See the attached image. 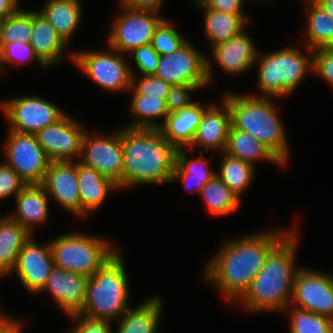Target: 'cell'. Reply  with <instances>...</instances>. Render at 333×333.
<instances>
[{
    "label": "cell",
    "instance_id": "6da1fadb",
    "mask_svg": "<svg viewBox=\"0 0 333 333\" xmlns=\"http://www.w3.org/2000/svg\"><path fill=\"white\" fill-rule=\"evenodd\" d=\"M292 230L287 233H281V230L260 231L227 240L206 264L204 278L214 285L227 301L238 303L263 268L268 254Z\"/></svg>",
    "mask_w": 333,
    "mask_h": 333
},
{
    "label": "cell",
    "instance_id": "7a4b0ae2",
    "mask_svg": "<svg viewBox=\"0 0 333 333\" xmlns=\"http://www.w3.org/2000/svg\"><path fill=\"white\" fill-rule=\"evenodd\" d=\"M122 189L172 182L177 148L159 129L121 128Z\"/></svg>",
    "mask_w": 333,
    "mask_h": 333
},
{
    "label": "cell",
    "instance_id": "3957f363",
    "mask_svg": "<svg viewBox=\"0 0 333 333\" xmlns=\"http://www.w3.org/2000/svg\"><path fill=\"white\" fill-rule=\"evenodd\" d=\"M297 229L268 254L263 268L252 280L249 290L238 301L248 312H283L290 304L296 273Z\"/></svg>",
    "mask_w": 333,
    "mask_h": 333
},
{
    "label": "cell",
    "instance_id": "277c9868",
    "mask_svg": "<svg viewBox=\"0 0 333 333\" xmlns=\"http://www.w3.org/2000/svg\"><path fill=\"white\" fill-rule=\"evenodd\" d=\"M223 98L229 104L232 125L252 135L267 146L284 165L287 164L290 148L273 98L237 93L225 94Z\"/></svg>",
    "mask_w": 333,
    "mask_h": 333
},
{
    "label": "cell",
    "instance_id": "5b68a950",
    "mask_svg": "<svg viewBox=\"0 0 333 333\" xmlns=\"http://www.w3.org/2000/svg\"><path fill=\"white\" fill-rule=\"evenodd\" d=\"M122 255L118 250L86 283V298L80 314L114 321L120 319L129 305V280Z\"/></svg>",
    "mask_w": 333,
    "mask_h": 333
},
{
    "label": "cell",
    "instance_id": "8992f818",
    "mask_svg": "<svg viewBox=\"0 0 333 333\" xmlns=\"http://www.w3.org/2000/svg\"><path fill=\"white\" fill-rule=\"evenodd\" d=\"M304 48L309 51L307 56L293 45L265 54L260 59L257 56L259 97L284 98L297 90L307 72L313 71V51Z\"/></svg>",
    "mask_w": 333,
    "mask_h": 333
},
{
    "label": "cell",
    "instance_id": "52a82bcc",
    "mask_svg": "<svg viewBox=\"0 0 333 333\" xmlns=\"http://www.w3.org/2000/svg\"><path fill=\"white\" fill-rule=\"evenodd\" d=\"M107 239L81 232L62 234L50 241L55 266L90 278L119 249Z\"/></svg>",
    "mask_w": 333,
    "mask_h": 333
},
{
    "label": "cell",
    "instance_id": "ba28073f",
    "mask_svg": "<svg viewBox=\"0 0 333 333\" xmlns=\"http://www.w3.org/2000/svg\"><path fill=\"white\" fill-rule=\"evenodd\" d=\"M111 51H75L70 54L75 65L93 82L110 91H125L131 88L134 73L122 53ZM120 53V54H119Z\"/></svg>",
    "mask_w": 333,
    "mask_h": 333
},
{
    "label": "cell",
    "instance_id": "9c48e42d",
    "mask_svg": "<svg viewBox=\"0 0 333 333\" xmlns=\"http://www.w3.org/2000/svg\"><path fill=\"white\" fill-rule=\"evenodd\" d=\"M3 147L6 161L26 184H42L50 159L35 134L8 130Z\"/></svg>",
    "mask_w": 333,
    "mask_h": 333
},
{
    "label": "cell",
    "instance_id": "30bf717a",
    "mask_svg": "<svg viewBox=\"0 0 333 333\" xmlns=\"http://www.w3.org/2000/svg\"><path fill=\"white\" fill-rule=\"evenodd\" d=\"M121 8L123 12L113 22L107 43L109 48L124 55L150 44L156 28L165 18L160 17L159 12Z\"/></svg>",
    "mask_w": 333,
    "mask_h": 333
},
{
    "label": "cell",
    "instance_id": "8fae6325",
    "mask_svg": "<svg viewBox=\"0 0 333 333\" xmlns=\"http://www.w3.org/2000/svg\"><path fill=\"white\" fill-rule=\"evenodd\" d=\"M207 56L195 48L189 40L171 54L160 55L155 76L174 85L207 87Z\"/></svg>",
    "mask_w": 333,
    "mask_h": 333
},
{
    "label": "cell",
    "instance_id": "7c38bea8",
    "mask_svg": "<svg viewBox=\"0 0 333 333\" xmlns=\"http://www.w3.org/2000/svg\"><path fill=\"white\" fill-rule=\"evenodd\" d=\"M0 106L9 121V130L29 134H36L66 114L55 104L37 95L12 98L1 102Z\"/></svg>",
    "mask_w": 333,
    "mask_h": 333
},
{
    "label": "cell",
    "instance_id": "4fadbf2b",
    "mask_svg": "<svg viewBox=\"0 0 333 333\" xmlns=\"http://www.w3.org/2000/svg\"><path fill=\"white\" fill-rule=\"evenodd\" d=\"M78 160L91 167L101 175L118 184L122 189L123 150L121 144V129L108 136L90 135L85 132L82 142L81 157Z\"/></svg>",
    "mask_w": 333,
    "mask_h": 333
},
{
    "label": "cell",
    "instance_id": "5bb4252c",
    "mask_svg": "<svg viewBox=\"0 0 333 333\" xmlns=\"http://www.w3.org/2000/svg\"><path fill=\"white\" fill-rule=\"evenodd\" d=\"M332 275L301 267L295 276L290 305L333 320Z\"/></svg>",
    "mask_w": 333,
    "mask_h": 333
},
{
    "label": "cell",
    "instance_id": "9a60e30c",
    "mask_svg": "<svg viewBox=\"0 0 333 333\" xmlns=\"http://www.w3.org/2000/svg\"><path fill=\"white\" fill-rule=\"evenodd\" d=\"M84 128L65 114L56 123L39 130L35 135L50 161H74L81 157ZM75 159H74V158Z\"/></svg>",
    "mask_w": 333,
    "mask_h": 333
},
{
    "label": "cell",
    "instance_id": "2e32d148",
    "mask_svg": "<svg viewBox=\"0 0 333 333\" xmlns=\"http://www.w3.org/2000/svg\"><path fill=\"white\" fill-rule=\"evenodd\" d=\"M257 47L245 30L239 35L211 48V56H207V79L212 82V60L225 74L238 75L246 73L254 67L258 55Z\"/></svg>",
    "mask_w": 333,
    "mask_h": 333
},
{
    "label": "cell",
    "instance_id": "e0dca14e",
    "mask_svg": "<svg viewBox=\"0 0 333 333\" xmlns=\"http://www.w3.org/2000/svg\"><path fill=\"white\" fill-rule=\"evenodd\" d=\"M51 244L38 245L33 235L24 244L15 267L11 270L30 293L38 294L55 268Z\"/></svg>",
    "mask_w": 333,
    "mask_h": 333
},
{
    "label": "cell",
    "instance_id": "ac0fdd59",
    "mask_svg": "<svg viewBox=\"0 0 333 333\" xmlns=\"http://www.w3.org/2000/svg\"><path fill=\"white\" fill-rule=\"evenodd\" d=\"M42 186L49 200L54 199L68 212L80 217V195L77 180V162L51 161Z\"/></svg>",
    "mask_w": 333,
    "mask_h": 333
},
{
    "label": "cell",
    "instance_id": "d6986e66",
    "mask_svg": "<svg viewBox=\"0 0 333 333\" xmlns=\"http://www.w3.org/2000/svg\"><path fill=\"white\" fill-rule=\"evenodd\" d=\"M87 280L83 274L55 267L38 293L49 291L54 302L70 316L82 311Z\"/></svg>",
    "mask_w": 333,
    "mask_h": 333
},
{
    "label": "cell",
    "instance_id": "ffe728a7",
    "mask_svg": "<svg viewBox=\"0 0 333 333\" xmlns=\"http://www.w3.org/2000/svg\"><path fill=\"white\" fill-rule=\"evenodd\" d=\"M222 99L220 107L219 105L210 104L203 111L201 123L195 132L189 150L199 146L198 148L203 147L205 152L211 150L225 152L232 117L228 102L224 98Z\"/></svg>",
    "mask_w": 333,
    "mask_h": 333
},
{
    "label": "cell",
    "instance_id": "44dd1931",
    "mask_svg": "<svg viewBox=\"0 0 333 333\" xmlns=\"http://www.w3.org/2000/svg\"><path fill=\"white\" fill-rule=\"evenodd\" d=\"M48 199L42 184H26L15 198V212L9 216L32 234L34 226L44 224L48 219Z\"/></svg>",
    "mask_w": 333,
    "mask_h": 333
},
{
    "label": "cell",
    "instance_id": "7402d4cb",
    "mask_svg": "<svg viewBox=\"0 0 333 333\" xmlns=\"http://www.w3.org/2000/svg\"><path fill=\"white\" fill-rule=\"evenodd\" d=\"M77 180L80 195V218H85L89 212L98 209L105 201L108 192L119 190L110 178L101 175L91 167L77 160Z\"/></svg>",
    "mask_w": 333,
    "mask_h": 333
},
{
    "label": "cell",
    "instance_id": "603a6c76",
    "mask_svg": "<svg viewBox=\"0 0 333 333\" xmlns=\"http://www.w3.org/2000/svg\"><path fill=\"white\" fill-rule=\"evenodd\" d=\"M29 43L48 68L61 62L67 47V43L39 10L33 11V33Z\"/></svg>",
    "mask_w": 333,
    "mask_h": 333
},
{
    "label": "cell",
    "instance_id": "cb8c5ba5",
    "mask_svg": "<svg viewBox=\"0 0 333 333\" xmlns=\"http://www.w3.org/2000/svg\"><path fill=\"white\" fill-rule=\"evenodd\" d=\"M206 107L195 101L191 106L169 114L159 130L177 149H188L193 142Z\"/></svg>",
    "mask_w": 333,
    "mask_h": 333
},
{
    "label": "cell",
    "instance_id": "d4e9b609",
    "mask_svg": "<svg viewBox=\"0 0 333 333\" xmlns=\"http://www.w3.org/2000/svg\"><path fill=\"white\" fill-rule=\"evenodd\" d=\"M198 7L204 12V31L206 38L211 43V48L239 35L251 22L246 14L226 13L205 8L202 4H199Z\"/></svg>",
    "mask_w": 333,
    "mask_h": 333
},
{
    "label": "cell",
    "instance_id": "484cf974",
    "mask_svg": "<svg viewBox=\"0 0 333 333\" xmlns=\"http://www.w3.org/2000/svg\"><path fill=\"white\" fill-rule=\"evenodd\" d=\"M162 311V299L152 296L127 310L118 321L116 333H157Z\"/></svg>",
    "mask_w": 333,
    "mask_h": 333
},
{
    "label": "cell",
    "instance_id": "4316f807",
    "mask_svg": "<svg viewBox=\"0 0 333 333\" xmlns=\"http://www.w3.org/2000/svg\"><path fill=\"white\" fill-rule=\"evenodd\" d=\"M31 234L9 215L0 217V278L9 275Z\"/></svg>",
    "mask_w": 333,
    "mask_h": 333
},
{
    "label": "cell",
    "instance_id": "83f0119b",
    "mask_svg": "<svg viewBox=\"0 0 333 333\" xmlns=\"http://www.w3.org/2000/svg\"><path fill=\"white\" fill-rule=\"evenodd\" d=\"M186 152V148L177 149L172 182L181 181L186 190L200 193L216 172L209 168L208 159L202 156L203 150H200L198 157L190 160Z\"/></svg>",
    "mask_w": 333,
    "mask_h": 333
},
{
    "label": "cell",
    "instance_id": "f1b7e54d",
    "mask_svg": "<svg viewBox=\"0 0 333 333\" xmlns=\"http://www.w3.org/2000/svg\"><path fill=\"white\" fill-rule=\"evenodd\" d=\"M225 153L255 166V161L266 160L282 167V161L263 143L247 132L231 125Z\"/></svg>",
    "mask_w": 333,
    "mask_h": 333
},
{
    "label": "cell",
    "instance_id": "f546056e",
    "mask_svg": "<svg viewBox=\"0 0 333 333\" xmlns=\"http://www.w3.org/2000/svg\"><path fill=\"white\" fill-rule=\"evenodd\" d=\"M39 11L53 25L61 38L68 44L81 18L82 6L79 0H47Z\"/></svg>",
    "mask_w": 333,
    "mask_h": 333
},
{
    "label": "cell",
    "instance_id": "4dcf8cb0",
    "mask_svg": "<svg viewBox=\"0 0 333 333\" xmlns=\"http://www.w3.org/2000/svg\"><path fill=\"white\" fill-rule=\"evenodd\" d=\"M306 2V41L310 50L333 47V18L316 1Z\"/></svg>",
    "mask_w": 333,
    "mask_h": 333
},
{
    "label": "cell",
    "instance_id": "1f68e13d",
    "mask_svg": "<svg viewBox=\"0 0 333 333\" xmlns=\"http://www.w3.org/2000/svg\"><path fill=\"white\" fill-rule=\"evenodd\" d=\"M129 90L134 92L129 106L135 118L133 122L124 126L128 128L159 129L169 115L166 99L140 95L132 87ZM157 118H164L163 122L160 123Z\"/></svg>",
    "mask_w": 333,
    "mask_h": 333
},
{
    "label": "cell",
    "instance_id": "d6a6232c",
    "mask_svg": "<svg viewBox=\"0 0 333 333\" xmlns=\"http://www.w3.org/2000/svg\"><path fill=\"white\" fill-rule=\"evenodd\" d=\"M199 194L207 211L213 216L233 214L241 203V199L217 175L204 185Z\"/></svg>",
    "mask_w": 333,
    "mask_h": 333
},
{
    "label": "cell",
    "instance_id": "836d02e7",
    "mask_svg": "<svg viewBox=\"0 0 333 333\" xmlns=\"http://www.w3.org/2000/svg\"><path fill=\"white\" fill-rule=\"evenodd\" d=\"M219 179L240 199L253 182L255 167L238 158L222 153Z\"/></svg>",
    "mask_w": 333,
    "mask_h": 333
},
{
    "label": "cell",
    "instance_id": "e575fe53",
    "mask_svg": "<svg viewBox=\"0 0 333 333\" xmlns=\"http://www.w3.org/2000/svg\"><path fill=\"white\" fill-rule=\"evenodd\" d=\"M33 33V10L19 9L5 18L0 33V49L15 41L30 42Z\"/></svg>",
    "mask_w": 333,
    "mask_h": 333
},
{
    "label": "cell",
    "instance_id": "d590c367",
    "mask_svg": "<svg viewBox=\"0 0 333 333\" xmlns=\"http://www.w3.org/2000/svg\"><path fill=\"white\" fill-rule=\"evenodd\" d=\"M285 312L290 313L289 333H333V320L330 318L290 304L283 311Z\"/></svg>",
    "mask_w": 333,
    "mask_h": 333
},
{
    "label": "cell",
    "instance_id": "8d00e7d4",
    "mask_svg": "<svg viewBox=\"0 0 333 333\" xmlns=\"http://www.w3.org/2000/svg\"><path fill=\"white\" fill-rule=\"evenodd\" d=\"M173 26L170 20L164 19L154 32L150 44L159 55L171 54L188 41Z\"/></svg>",
    "mask_w": 333,
    "mask_h": 333
},
{
    "label": "cell",
    "instance_id": "74e56055",
    "mask_svg": "<svg viewBox=\"0 0 333 333\" xmlns=\"http://www.w3.org/2000/svg\"><path fill=\"white\" fill-rule=\"evenodd\" d=\"M33 60H36L39 66L46 68L36 56L34 49L29 42L15 41L13 43L5 44L0 49V74L5 72L6 62L8 64H22L26 61L31 63Z\"/></svg>",
    "mask_w": 333,
    "mask_h": 333
},
{
    "label": "cell",
    "instance_id": "f35d334b",
    "mask_svg": "<svg viewBox=\"0 0 333 333\" xmlns=\"http://www.w3.org/2000/svg\"><path fill=\"white\" fill-rule=\"evenodd\" d=\"M132 76L131 87L140 95L166 99L171 85L155 75H142L139 80ZM142 77V78H141ZM137 81V82H136Z\"/></svg>",
    "mask_w": 333,
    "mask_h": 333
},
{
    "label": "cell",
    "instance_id": "ab89813d",
    "mask_svg": "<svg viewBox=\"0 0 333 333\" xmlns=\"http://www.w3.org/2000/svg\"><path fill=\"white\" fill-rule=\"evenodd\" d=\"M134 62L142 75H154L158 66L160 55L153 49L151 44L143 45L130 52Z\"/></svg>",
    "mask_w": 333,
    "mask_h": 333
},
{
    "label": "cell",
    "instance_id": "60d3db41",
    "mask_svg": "<svg viewBox=\"0 0 333 333\" xmlns=\"http://www.w3.org/2000/svg\"><path fill=\"white\" fill-rule=\"evenodd\" d=\"M198 88L195 85H174L170 87L166 98L169 114L191 106L194 101L191 99L192 92Z\"/></svg>",
    "mask_w": 333,
    "mask_h": 333
},
{
    "label": "cell",
    "instance_id": "b9f144b4",
    "mask_svg": "<svg viewBox=\"0 0 333 333\" xmlns=\"http://www.w3.org/2000/svg\"><path fill=\"white\" fill-rule=\"evenodd\" d=\"M26 183L5 162L0 164V200L16 196ZM15 194V195H13Z\"/></svg>",
    "mask_w": 333,
    "mask_h": 333
},
{
    "label": "cell",
    "instance_id": "7bdbcfd3",
    "mask_svg": "<svg viewBox=\"0 0 333 333\" xmlns=\"http://www.w3.org/2000/svg\"><path fill=\"white\" fill-rule=\"evenodd\" d=\"M313 72L333 87V47L313 50Z\"/></svg>",
    "mask_w": 333,
    "mask_h": 333
},
{
    "label": "cell",
    "instance_id": "ee69618b",
    "mask_svg": "<svg viewBox=\"0 0 333 333\" xmlns=\"http://www.w3.org/2000/svg\"><path fill=\"white\" fill-rule=\"evenodd\" d=\"M76 321L75 326L67 333H113L112 322L108 320L91 319L80 313L69 316Z\"/></svg>",
    "mask_w": 333,
    "mask_h": 333
},
{
    "label": "cell",
    "instance_id": "f6af8a7d",
    "mask_svg": "<svg viewBox=\"0 0 333 333\" xmlns=\"http://www.w3.org/2000/svg\"><path fill=\"white\" fill-rule=\"evenodd\" d=\"M244 0H205L202 4L205 8L215 9L218 11L231 14L243 13Z\"/></svg>",
    "mask_w": 333,
    "mask_h": 333
},
{
    "label": "cell",
    "instance_id": "bcb514c9",
    "mask_svg": "<svg viewBox=\"0 0 333 333\" xmlns=\"http://www.w3.org/2000/svg\"><path fill=\"white\" fill-rule=\"evenodd\" d=\"M164 0H120V5L133 10L159 12Z\"/></svg>",
    "mask_w": 333,
    "mask_h": 333
},
{
    "label": "cell",
    "instance_id": "7dc6e473",
    "mask_svg": "<svg viewBox=\"0 0 333 333\" xmlns=\"http://www.w3.org/2000/svg\"><path fill=\"white\" fill-rule=\"evenodd\" d=\"M17 318H11L0 311V333H22L23 323Z\"/></svg>",
    "mask_w": 333,
    "mask_h": 333
},
{
    "label": "cell",
    "instance_id": "c3c4849f",
    "mask_svg": "<svg viewBox=\"0 0 333 333\" xmlns=\"http://www.w3.org/2000/svg\"><path fill=\"white\" fill-rule=\"evenodd\" d=\"M20 0H0V17L5 19L16 13L20 8Z\"/></svg>",
    "mask_w": 333,
    "mask_h": 333
},
{
    "label": "cell",
    "instance_id": "681fc988",
    "mask_svg": "<svg viewBox=\"0 0 333 333\" xmlns=\"http://www.w3.org/2000/svg\"><path fill=\"white\" fill-rule=\"evenodd\" d=\"M316 2L333 18V0H316Z\"/></svg>",
    "mask_w": 333,
    "mask_h": 333
},
{
    "label": "cell",
    "instance_id": "f907efd6",
    "mask_svg": "<svg viewBox=\"0 0 333 333\" xmlns=\"http://www.w3.org/2000/svg\"><path fill=\"white\" fill-rule=\"evenodd\" d=\"M194 3H196V6L199 4H203L205 2V0H193Z\"/></svg>",
    "mask_w": 333,
    "mask_h": 333
},
{
    "label": "cell",
    "instance_id": "816d5d0a",
    "mask_svg": "<svg viewBox=\"0 0 333 333\" xmlns=\"http://www.w3.org/2000/svg\"><path fill=\"white\" fill-rule=\"evenodd\" d=\"M3 21H4V19L0 17V33H1Z\"/></svg>",
    "mask_w": 333,
    "mask_h": 333
}]
</instances>
